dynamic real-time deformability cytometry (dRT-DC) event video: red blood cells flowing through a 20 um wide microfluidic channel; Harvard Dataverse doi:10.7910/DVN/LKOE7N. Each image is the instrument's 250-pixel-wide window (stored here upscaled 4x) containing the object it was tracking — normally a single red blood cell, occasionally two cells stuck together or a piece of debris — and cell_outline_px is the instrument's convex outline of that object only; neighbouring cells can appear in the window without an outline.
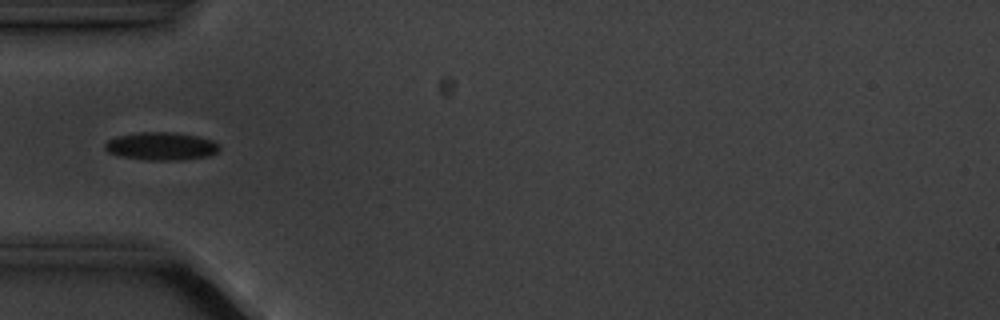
{"species": "common noctule bat (a hibernating species)", "species_latin": "Nyctalus noctula", "temperature_condition": "cold", "stored_images_in_passage": 7, "camera_frame_rate_fps": 3000, "um_per_image_px": 0.085, "animal": {"sex": "male", "body_mass_g": 20.1, "forearm_length_mm": 53.5}, "frame": {"image": 1, "passage_image": 5, "time_ms": 5.0, "image_size_px": [1000, 320], "cell_outline_px": [[220, 148], [216, 152], [208, 156], [180, 160], [148, 160], [120, 156], [108, 152], [104, 148], [104, 144], [108, 140], [116, 136], [132, 132], [176, 132], [200, 136], [212, 140], [220, 144]], "centroid_in_image_um": [13.7, 12.41], "position_along_channel_um": 71.3, "area_um2": 18.9}}